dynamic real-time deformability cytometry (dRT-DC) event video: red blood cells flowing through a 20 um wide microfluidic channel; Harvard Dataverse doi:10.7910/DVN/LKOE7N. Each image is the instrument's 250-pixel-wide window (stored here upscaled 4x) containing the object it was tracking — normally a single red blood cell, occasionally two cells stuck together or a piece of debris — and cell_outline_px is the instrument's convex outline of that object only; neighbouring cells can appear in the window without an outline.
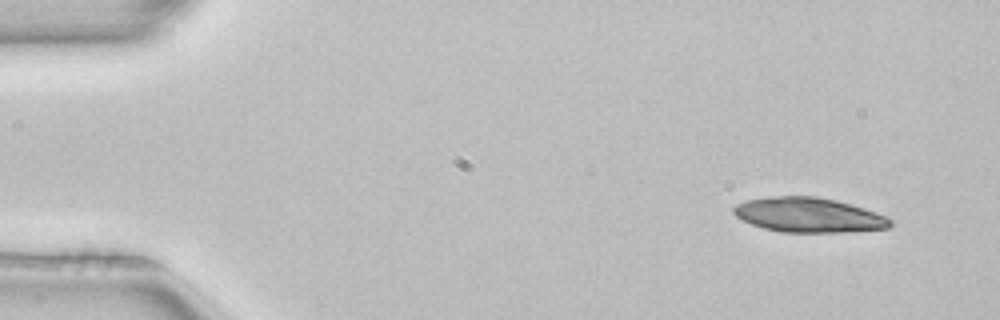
{"species": "common noctule bat (a hibernating species)", "species_latin": "Nyctalus noctula", "temperature_condition": "room temperature", "stored_images_in_passage": 4, "camera_frame_rate_fps": 3000, "um_per_image_px": 0.085, "animal": {"sex": "female", "body_mass_g": 22.7, "forearm_length_mm": 54.2}, "frame": {"image": 1, "passage_image": 1, "time_ms": 0.0, "image_size_px": [1000, 320], "cell_outline_px": [[892, 224], [888, 228], [840, 232], [780, 232], [764, 228], [752, 224], [736, 216], [732, 212], [732, 208], [736, 204], [744, 200], [776, 196], [816, 196], [836, 200], [864, 208], [888, 216], [892, 220]], "centroid_in_image_um": [68.73, 18.27], "position_along_channel_um": 16.3, "area_um2": 31.67}}